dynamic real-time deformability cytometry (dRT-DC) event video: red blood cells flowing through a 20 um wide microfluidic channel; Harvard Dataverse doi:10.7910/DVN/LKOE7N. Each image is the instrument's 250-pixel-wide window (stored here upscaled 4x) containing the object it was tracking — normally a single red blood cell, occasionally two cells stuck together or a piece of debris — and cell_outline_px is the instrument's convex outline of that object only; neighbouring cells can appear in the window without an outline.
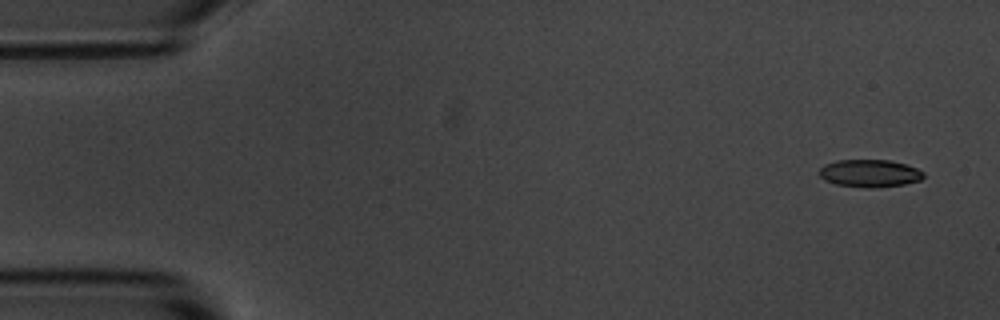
{"species": "common noctule bat (a hibernating species)", "species_latin": "Nyctalus noctula", "temperature_condition": "room temperature", "stored_images_in_passage": 5, "segment_of_instrument_passage": [1, 2], "camera_frame_rate_fps": 3000, "um_per_image_px": 0.085, "animal": {"sex": "male", "body_mass_g": 20.1, "forearm_length_mm": 53.5}, "frame": {"image": 1, "passage_image": 1, "time_ms": 0.0, "image_size_px": [1000, 320], "cell_outline_px": [[924, 176], [920, 180], [904, 184], [876, 188], [868, 188], [836, 184], [824, 180], [816, 172], [824, 164], [836, 160], [888, 160], [908, 164], [924, 172]], "centroid_in_image_um": [73.9, 14.73], "position_along_channel_um": 11.1, "area_um2": 16.94}}
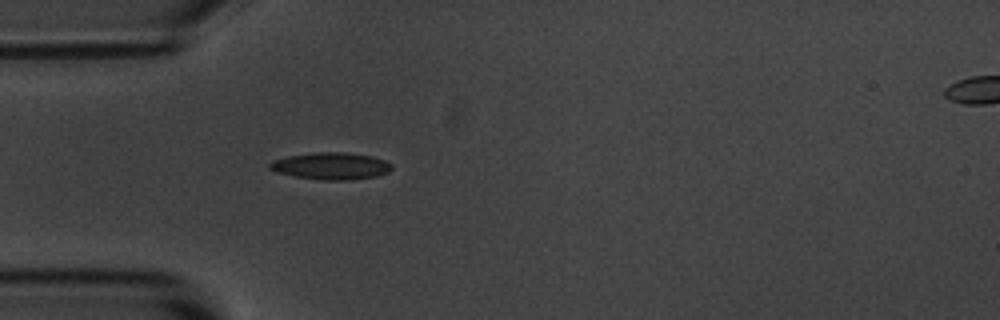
{"frame": {"image": 2, "passage_image": 4, "time_ms": 4.333, "image_size_px": [1000, 320], "cell_outline_px": [[392, 168], [388, 172], [376, 176], [352, 180], [320, 180], [296, 176], [276, 172], [268, 168], [268, 164], [276, 160], [288, 156], [316, 152], [344, 152], [372, 156], [384, 160], [392, 164]], "centroid_in_image_um": [28.16, 14.11], "position_along_channel_um": 56.8, "area_um2": 19.13}}